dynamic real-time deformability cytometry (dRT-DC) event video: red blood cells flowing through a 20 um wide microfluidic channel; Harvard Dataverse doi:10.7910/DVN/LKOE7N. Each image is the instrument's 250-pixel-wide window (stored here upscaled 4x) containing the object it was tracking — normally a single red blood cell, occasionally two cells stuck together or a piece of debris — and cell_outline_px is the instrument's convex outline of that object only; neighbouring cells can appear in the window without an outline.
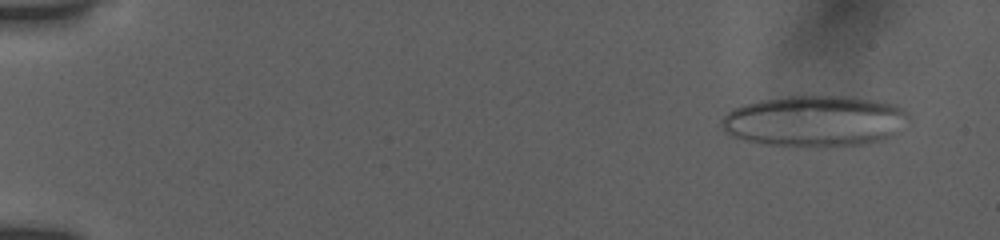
{"species": "human", "species_latin": "Homo sapiens", "temperature_condition": "room temperature", "stored_images_in_passage": 56, "camera_frame_rate_fps": 3000, "um_per_image_px": 0.085, "donor": {"sex": "female"}, "frame": {"image": 1, "passage_image": 1, "time_ms": 0.0, "image_size_px": [1000, 240], "cell_outline_px": [[912, 116], [892, 136], [884, 140], [864, 144], [824, 148], [768, 144], [748, 140], [732, 136], [724, 128], [720, 120], [728, 112], [744, 104], [760, 100], [788, 96], [852, 96], [876, 100], [896, 104], [904, 108]], "centroid_in_image_um": [69.34, 10.29], "position_along_channel_um": 15.7, "area_um2": 56.12}}
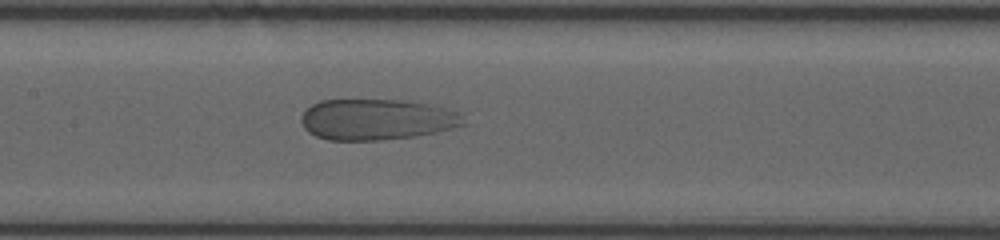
{"frame": {"image": 2, "passage_image": 32, "time_ms": 8.0, "image_size_px": [1000, 240], "cell_outline_px": [[464, 124], [436, 132], [412, 136], [380, 140], [328, 140], [316, 136], [308, 132], [304, 128], [300, 120], [304, 112], [312, 104], [320, 100], [404, 100], [428, 104], [444, 108], [456, 112], [460, 116]], "centroid_in_image_um": [31.94, 10.15], "position_along_channel_um": 175.5, "area_um2": 38.26}}
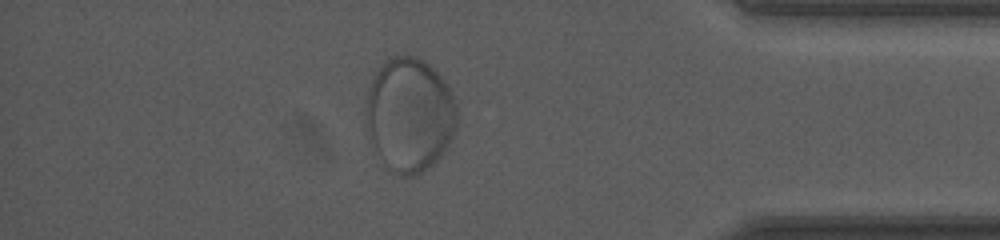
{"frame": {"image": 3, "passage_image": 50, "time_ms": 14.667, "image_size_px": [1000, 240], "cell_outline_px": [[456, 128], [448, 148], [428, 168], [420, 172], [408, 176], [400, 176], [392, 172], [380, 156], [376, 148], [368, 124], [368, 92], [372, 80], [376, 72], [388, 56], [416, 56], [424, 60], [440, 76], [452, 92], [456, 100]], "centroid_in_image_um": [34.88, 9.73], "position_along_channel_um": 400.3, "area_um2": 59.59}}